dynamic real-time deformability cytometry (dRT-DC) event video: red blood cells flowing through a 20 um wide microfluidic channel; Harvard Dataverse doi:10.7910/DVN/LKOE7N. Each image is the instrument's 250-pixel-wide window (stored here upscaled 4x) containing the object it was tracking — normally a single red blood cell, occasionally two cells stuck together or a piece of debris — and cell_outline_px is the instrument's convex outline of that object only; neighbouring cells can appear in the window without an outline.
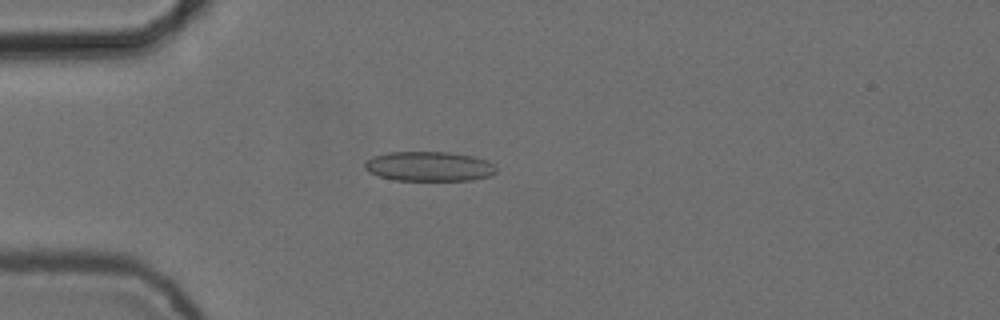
{"species": "common noctule bat (a hibernating species)", "species_latin": "Nyctalus noctula", "temperature_condition": "cold", "stored_images_in_passage": 6, "camera_frame_rate_fps": 3000, "um_per_image_px": 0.085, "animal": {"sex": "female", "body_mass_g": 24.6, "forearm_length_mm": 56.2}, "frame": {"image": 1, "passage_image": 5, "time_ms": 1.333, "image_size_px": [1000, 320], "cell_outline_px": [[496, 172], [492, 176], [472, 180], [392, 180], [368, 172], [364, 168], [364, 164], [372, 156], [388, 152], [448, 152], [472, 156], [488, 160], [496, 168]], "centroid_in_image_um": [36.47, 14.14], "position_along_channel_um": 48.5, "area_um2": 22.83}}